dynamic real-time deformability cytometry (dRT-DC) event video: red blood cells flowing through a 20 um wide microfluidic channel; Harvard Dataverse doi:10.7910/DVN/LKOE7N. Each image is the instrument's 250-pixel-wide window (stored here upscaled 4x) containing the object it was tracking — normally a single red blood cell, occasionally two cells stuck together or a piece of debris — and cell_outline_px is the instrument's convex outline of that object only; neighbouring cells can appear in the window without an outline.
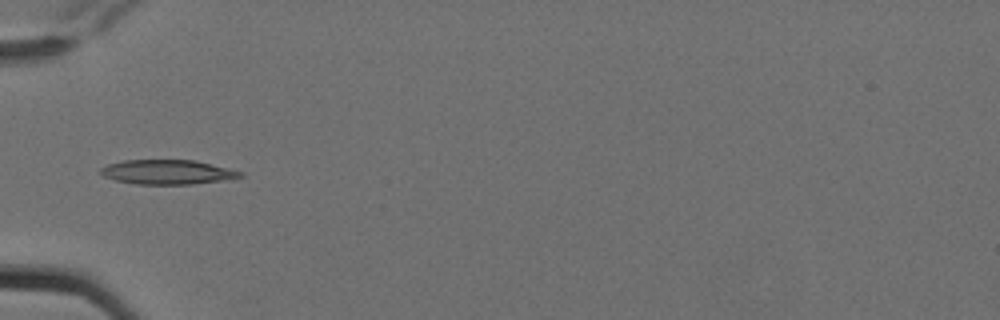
{"species": "Egyptian fruit bat (a non-hibernating species)", "species_latin": "Rousettus aegyptiacus", "temperature_condition": "cold", "stored_images_in_passage": 14, "camera_frame_rate_fps": 3000, "um_per_image_px": 0.085, "animal": {"sex": "female"}, "frame": {"image": 1, "passage_image": 5, "time_ms": 1.333, "image_size_px": [1000, 320], "cell_outline_px": [[244, 176], [220, 180], [192, 184], [136, 184], [116, 180], [104, 176], [100, 172], [100, 168], [108, 164], [124, 160], [196, 160], [244, 172]], "centroid_in_image_um": [14.23, 14.62], "position_along_channel_um": 70.8, "area_um2": 19.77}}
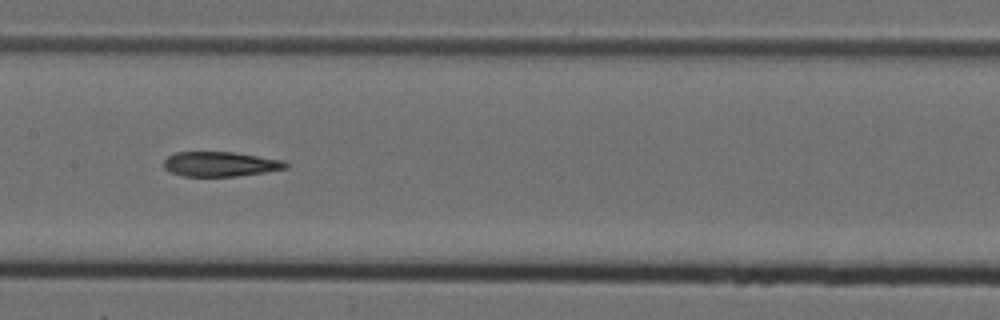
{"frame": {"image": 2, "passage_image": 8, "time_ms": 2.333, "image_size_px": [1000, 320], "cell_outline_px": [[288, 168], [264, 172], [236, 176], [184, 176], [172, 172], [164, 168], [164, 160], [168, 156], [176, 152], [232, 152], [284, 160], [288, 164]], "centroid_in_image_um": [18.73, 13.94], "position_along_channel_um": 188.7, "area_um2": 17.46}}
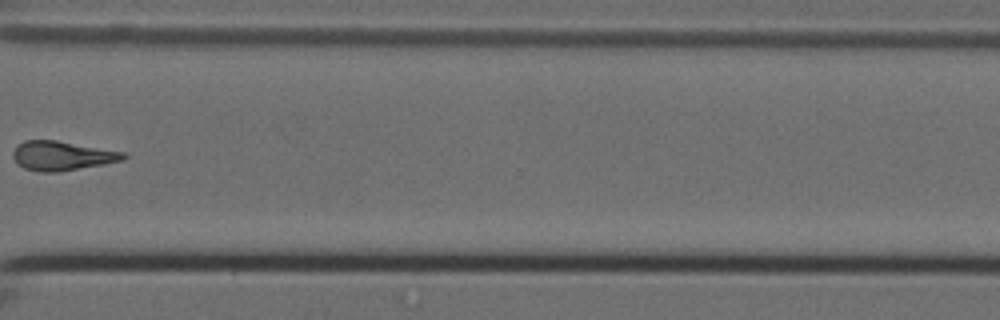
{"frame": {"image": 3, "passage_image": 12, "time_ms": 3.667, "image_size_px": [1000, 320], "cell_outline_px": [[128, 156], [124, 160], [104, 164], [60, 172], [40, 172], [24, 168], [16, 164], [12, 156], [12, 152], [16, 144], [24, 140], [56, 140], [124, 152]], "centroid_in_image_um": [5.23, 13.24], "position_along_channel_um": 365.4, "area_um2": 19.07}}